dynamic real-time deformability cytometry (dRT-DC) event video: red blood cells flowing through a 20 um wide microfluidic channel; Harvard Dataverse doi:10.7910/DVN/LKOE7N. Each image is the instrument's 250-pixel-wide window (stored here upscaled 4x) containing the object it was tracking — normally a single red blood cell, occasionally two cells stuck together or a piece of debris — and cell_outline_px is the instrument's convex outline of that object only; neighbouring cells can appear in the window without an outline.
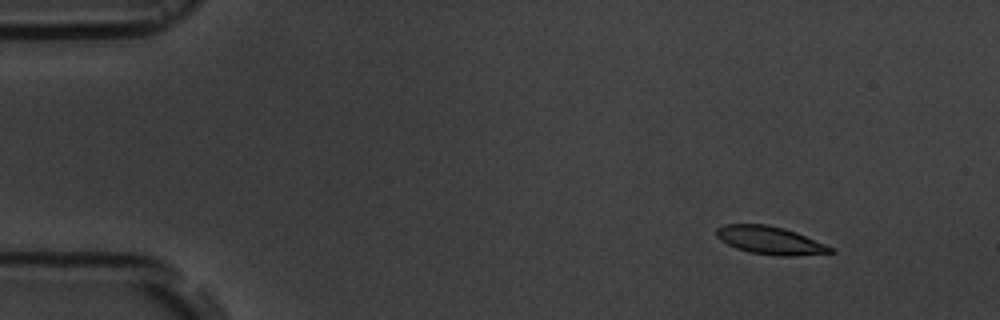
{"species": "common noctule bat (a hibernating species)", "species_latin": "Nyctalus noctula", "temperature_condition": "room temperature", "stored_images_in_passage": 51, "camera_frame_rate_fps": 3000, "um_per_image_px": 0.085, "animal": {"sex": "male", "body_mass_g": 19.5, "forearm_length_mm": 54.6}, "frame": {"image": 1, "passage_image": 1, "time_ms": 0.0, "image_size_px": [1000, 320], "cell_outline_px": [[836, 252], [796, 256], [780, 256], [748, 252], [736, 248], [720, 240], [716, 236], [716, 228], [724, 224], [768, 224], [784, 228], [796, 232], [824, 244], [832, 248]], "centroid_in_image_um": [65.43, 20.43], "position_along_channel_um": 19.6, "area_um2": 18.55}}
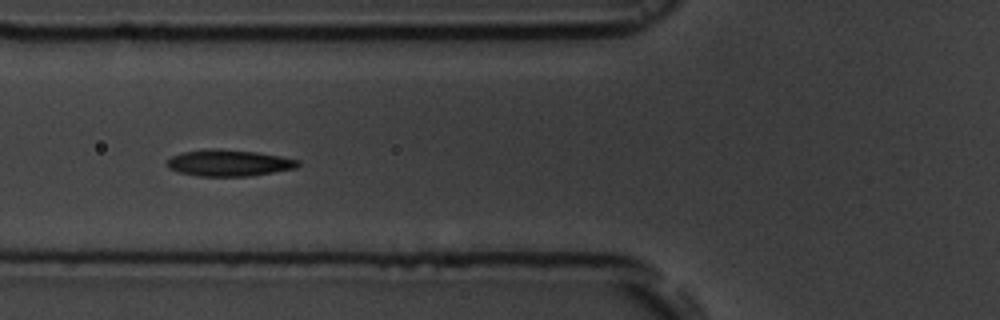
{"frame": {"image": 2, "passage_image": 16, "time_ms": 5.0, "image_size_px": [1000, 320], "cell_outline_px": [[300, 164], [296, 168], [248, 176], [196, 176], [180, 172], [168, 168], [164, 164], [172, 156], [180, 152], [208, 148], [220, 148], [256, 152], [280, 156], [300, 160]], "centroid_in_image_um": [19.41, 13.84], "position_along_channel_um": 106.4, "area_um2": 20.35}}
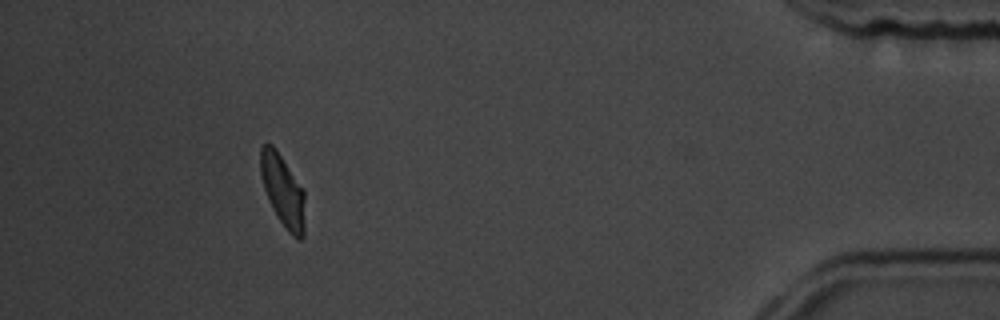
{"frame": {"image": 3, "passage_image": 46, "time_ms": 15.0, "image_size_px": [1000, 320], "cell_outline_px": [[304, 236], [300, 240], [292, 236], [288, 232], [272, 208], [268, 200], [260, 176], [260, 148], [264, 144], [272, 144], [276, 148], [304, 188]], "centroid_in_image_um": [24.04, 16.18], "position_along_channel_um": 411.2, "area_um2": 18.84}, "authors_computed_cell_mechanics": {"area_um2": 19.1318, "velocity_mm_per_s": 3.643, "shape_relaxation_time_tau1_ms": 2.7595, "shape_relaxation_time_tau2_ms": 1.6068, "deformation_change_tau1": 0.1275, "deformation_change_tau2": 0.0694}}